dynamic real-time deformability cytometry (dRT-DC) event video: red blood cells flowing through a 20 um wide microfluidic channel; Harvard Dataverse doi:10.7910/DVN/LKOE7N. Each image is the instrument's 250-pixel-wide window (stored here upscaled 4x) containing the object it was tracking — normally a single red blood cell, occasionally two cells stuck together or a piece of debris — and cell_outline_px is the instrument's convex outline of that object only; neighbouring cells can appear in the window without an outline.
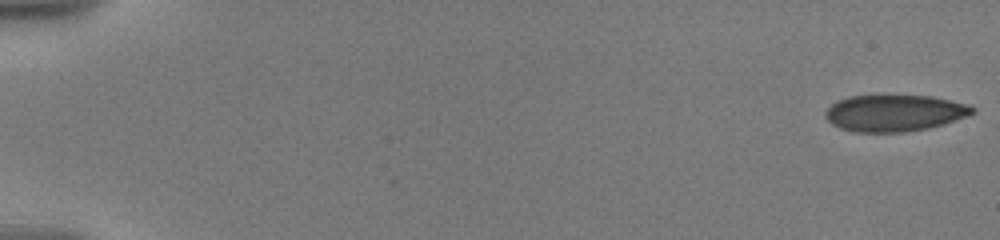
{"species": "human", "species_latin": "Homo sapiens", "temperature_condition": "warm", "stored_images_in_passage": 38, "camera_frame_rate_fps": 3000, "um_per_image_px": 0.085, "donor": {"sex": "male"}, "frame": {"image": 1, "passage_image": 1, "time_ms": 0.0, "image_size_px": [1000, 240], "cell_outline_px": [[976, 112], [968, 116], [944, 124], [928, 128], [904, 132], [856, 132], [840, 128], [832, 124], [824, 116], [824, 112], [836, 100], [848, 96], [932, 96], [972, 104], [976, 108]], "centroid_in_image_um": [76.07, 9.6], "position_along_channel_um": 8.9, "area_um2": 31.62}}
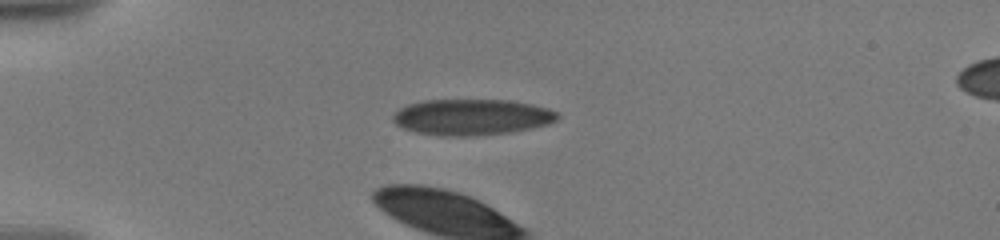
{"frame": {"image": 2, "passage_image": 16, "time_ms": 5.0, "image_size_px": [1000, 240], "cell_outline_px": [[560, 116], [556, 120], [548, 124], [532, 128], [508, 132], [468, 136], [440, 136], [416, 132], [404, 128], [396, 124], [392, 120], [392, 116], [400, 108], [408, 104], [424, 100], [508, 100], [532, 104], [548, 108], [556, 112]], "centroid_in_image_um": [40.09, 9.95], "position_along_channel_um": 44.9, "area_um2": 34.45}}